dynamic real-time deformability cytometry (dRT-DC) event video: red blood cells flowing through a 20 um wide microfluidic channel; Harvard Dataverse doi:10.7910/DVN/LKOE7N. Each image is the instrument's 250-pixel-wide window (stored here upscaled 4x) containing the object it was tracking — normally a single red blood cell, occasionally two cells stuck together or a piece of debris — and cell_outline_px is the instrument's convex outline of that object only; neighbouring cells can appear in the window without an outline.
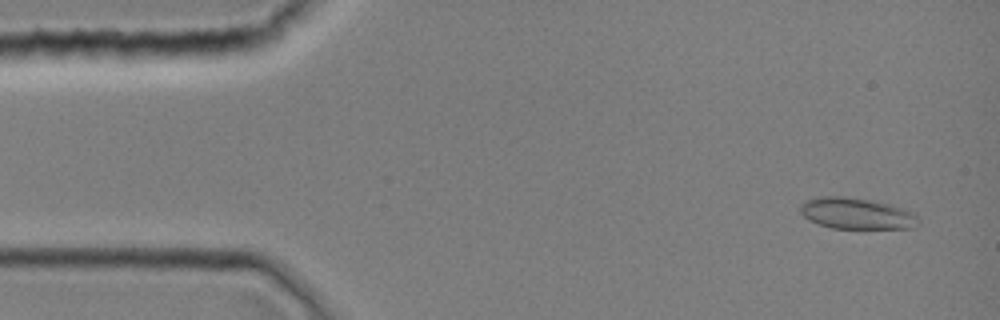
{"species": "common noctule bat (a hibernating species)", "species_latin": "Nyctalus noctula", "temperature_condition": "room temperature", "stored_images_in_passage": 6, "camera_frame_rate_fps": 3000, "um_per_image_px": 0.085, "animal": {"sex": "female", "body_mass_g": 19.0, "forearm_length_mm": 51.5}, "frame": {"image": 1, "passage_image": 2, "time_ms": 0.333, "image_size_px": [1000, 320], "cell_outline_px": [[920, 224], [916, 228], [832, 228], [808, 220], [800, 212], [800, 204], [804, 200], [820, 196], [844, 196], [872, 200], [904, 208], [916, 212], [920, 220]], "centroid_in_image_um": [72.85, 18.14], "position_along_channel_um": 12.2, "area_um2": 21.85}}